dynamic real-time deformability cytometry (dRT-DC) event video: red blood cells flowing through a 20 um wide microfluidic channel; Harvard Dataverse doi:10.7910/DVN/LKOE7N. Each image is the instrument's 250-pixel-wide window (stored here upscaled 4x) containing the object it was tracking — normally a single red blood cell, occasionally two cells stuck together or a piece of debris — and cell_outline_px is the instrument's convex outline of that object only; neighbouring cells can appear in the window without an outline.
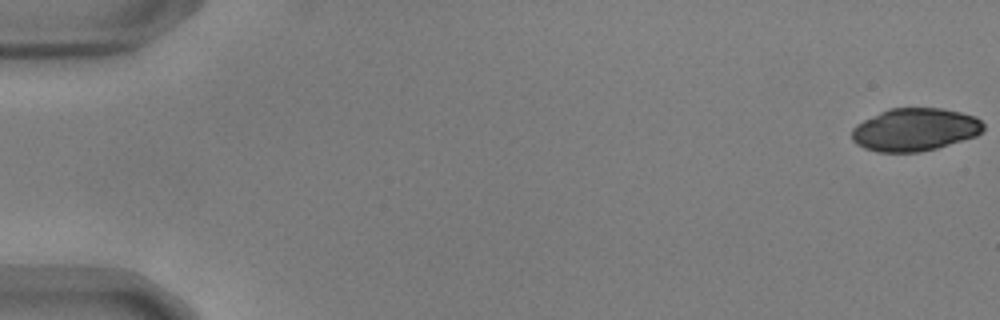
{"species": "common noctule bat (a hibernating species)", "species_latin": "Nyctalus noctula", "temperature_condition": "warm", "stored_images_in_passage": 53, "camera_frame_rate_fps": 3000, "um_per_image_px": 0.085, "animal": {"sex": "male", "body_mass_g": 17.9, "forearm_length_mm": 54.2}, "frame": {"image": 1, "passage_image": 1, "time_ms": 0.0, "image_size_px": [1000, 320], "cell_outline_px": [[984, 128], [976, 136], [936, 148], [920, 152], [876, 152], [864, 148], [856, 144], [852, 140], [852, 128], [856, 124], [888, 108], [944, 108], [976, 116], [984, 124]], "centroid_in_image_um": [77.75, 11.01], "position_along_channel_um": 7.2, "area_um2": 32.89}}